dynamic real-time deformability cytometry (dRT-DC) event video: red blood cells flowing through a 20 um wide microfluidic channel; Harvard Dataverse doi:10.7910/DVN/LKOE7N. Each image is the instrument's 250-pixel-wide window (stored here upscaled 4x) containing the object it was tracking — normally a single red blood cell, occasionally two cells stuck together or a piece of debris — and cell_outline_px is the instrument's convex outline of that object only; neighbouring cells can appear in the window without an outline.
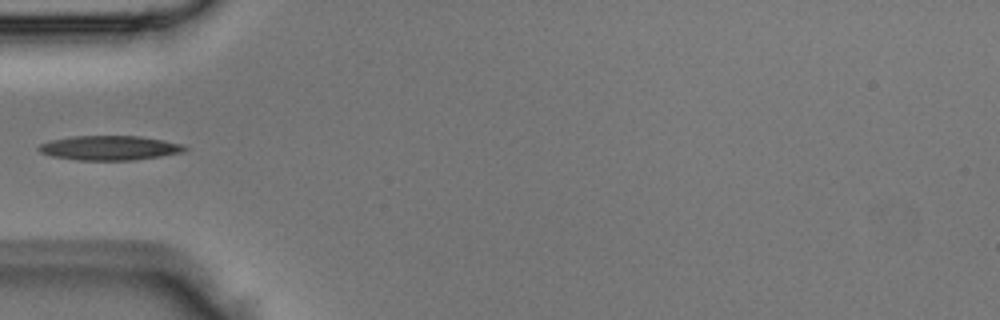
{"species": "Egyptian fruit bat (a non-hibernating species)", "species_latin": "Rousettus aegyptiacus", "temperature_condition": "room temperature", "stored_images_in_passage": 3, "camera_frame_rate_fps": 3000, "um_per_image_px": 0.085, "animal": {"sex": "male"}, "frame": {"image": 1, "passage_image": 3, "time_ms": 0.667, "image_size_px": [1000, 320], "cell_outline_px": [[188, 148], [184, 152], [160, 156], [132, 160], [76, 160], [52, 156], [40, 152], [36, 148], [40, 144], [48, 140], [72, 136], [140, 136], [164, 140], [180, 144]], "centroid_in_image_um": [9.27, 12.57], "position_along_channel_um": 75.7, "area_um2": 20.87}}